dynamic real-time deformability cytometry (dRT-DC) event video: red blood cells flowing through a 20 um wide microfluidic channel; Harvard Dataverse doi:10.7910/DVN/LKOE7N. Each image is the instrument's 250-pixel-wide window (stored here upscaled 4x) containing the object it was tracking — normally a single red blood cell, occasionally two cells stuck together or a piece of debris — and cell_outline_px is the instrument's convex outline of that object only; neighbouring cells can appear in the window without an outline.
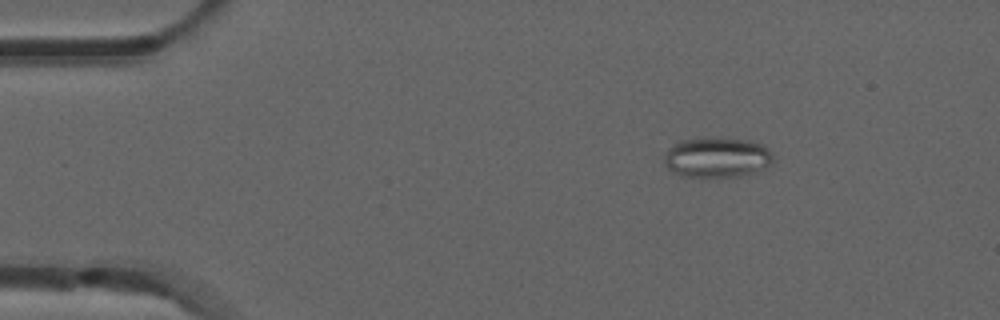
{"species": "common noctule bat (a hibernating species)", "species_latin": "Nyctalus noctula", "temperature_condition": "room temperature", "stored_images_in_passage": 44, "segment_of_instrument_passage": [1, 2], "camera_frame_rate_fps": 3000, "um_per_image_px": 0.085, "animal": {"sex": "male", "forearm_length_mm": 52.5}, "frame": {"image": 1, "passage_image": 1, "time_ms": 0.0, "image_size_px": [1000, 320], "cell_outline_px": [[772, 164], [768, 168], [756, 172], [740, 176], [680, 176], [668, 168], [664, 164], [664, 156], [668, 148], [680, 140], [748, 140], [760, 144], [768, 148], [772, 152]], "centroid_in_image_um": [60.97, 13.42], "position_along_channel_um": 24.0, "area_um2": 24.91}}